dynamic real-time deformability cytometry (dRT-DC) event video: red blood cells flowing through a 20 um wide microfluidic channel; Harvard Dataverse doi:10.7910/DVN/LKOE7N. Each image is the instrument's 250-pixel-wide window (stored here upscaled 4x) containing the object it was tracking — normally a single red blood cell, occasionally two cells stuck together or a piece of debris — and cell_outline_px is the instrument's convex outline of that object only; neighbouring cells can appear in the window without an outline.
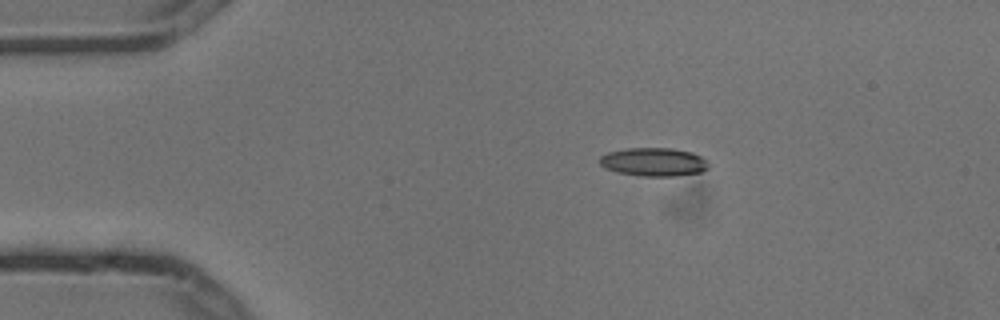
{"species": "common noctule bat (a hibernating species)", "species_latin": "Nyctalus noctula", "temperature_condition": "cold", "stored_images_in_passage": 3, "camera_frame_rate_fps": 3000, "um_per_image_px": 0.085, "animal": {"sex": "male", "body_mass_g": 13.3}, "frame": {"image": 1, "passage_image": 1, "time_ms": 0.0, "image_size_px": [1000, 320], "cell_outline_px": [[708, 168], [700, 172], [676, 176], [644, 176], [616, 172], [604, 168], [600, 164], [600, 156], [608, 152], [628, 148], [672, 148], [692, 152], [708, 160]], "centroid_in_image_um": [55.57, 13.76], "position_along_channel_um": 29.4, "area_um2": 18.09}}